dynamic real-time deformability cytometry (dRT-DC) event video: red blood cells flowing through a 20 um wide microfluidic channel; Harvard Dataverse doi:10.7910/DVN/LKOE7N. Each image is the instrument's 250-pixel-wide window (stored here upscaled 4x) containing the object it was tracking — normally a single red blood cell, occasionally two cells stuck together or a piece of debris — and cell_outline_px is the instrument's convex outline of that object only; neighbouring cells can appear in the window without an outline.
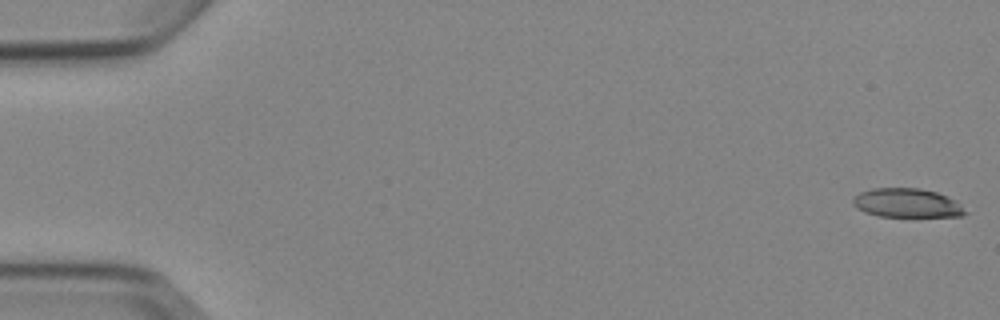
{"species": "Egyptian fruit bat (a non-hibernating species)", "species_latin": "Rousettus aegyptiacus", "temperature_condition": "cold", "stored_images_in_passage": 6, "camera_frame_rate_fps": 3000, "um_per_image_px": 0.085, "animal": {"sex": "female"}, "frame": {"image": 1, "passage_image": 1, "time_ms": 0.0, "image_size_px": [1000, 320], "cell_outline_px": [[968, 212], [964, 216], [880, 216], [864, 212], [856, 208], [852, 204], [852, 196], [860, 192], [872, 188], [920, 188], [936, 192], [948, 196], [956, 200]], "centroid_in_image_um": [77.08, 17.25], "position_along_channel_um": 7.9, "area_um2": 19.13}}
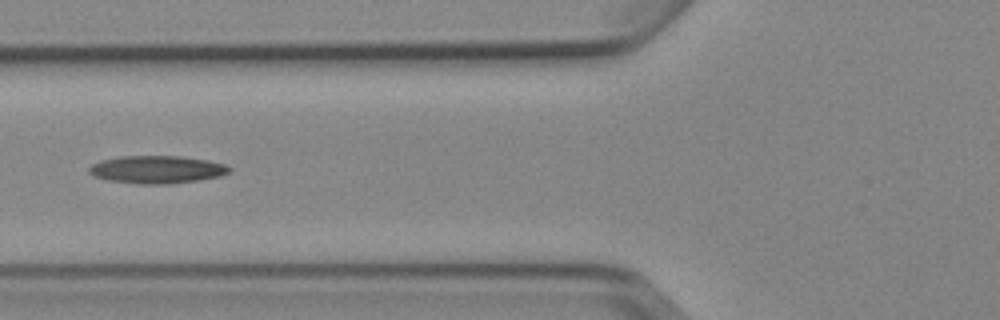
{"frame": {"image": 2, "passage_image": 6, "time_ms": 6.667, "image_size_px": [1000, 320], "cell_outline_px": [[232, 172], [220, 176], [196, 180], [168, 184], [140, 184], [104, 180], [92, 176], [88, 172], [88, 168], [92, 164], [100, 160], [120, 156], [180, 156], [208, 160], [224, 164], [232, 168]], "centroid_in_image_um": [13.3, 14.41], "position_along_channel_um": 112.5, "area_um2": 22.89}}